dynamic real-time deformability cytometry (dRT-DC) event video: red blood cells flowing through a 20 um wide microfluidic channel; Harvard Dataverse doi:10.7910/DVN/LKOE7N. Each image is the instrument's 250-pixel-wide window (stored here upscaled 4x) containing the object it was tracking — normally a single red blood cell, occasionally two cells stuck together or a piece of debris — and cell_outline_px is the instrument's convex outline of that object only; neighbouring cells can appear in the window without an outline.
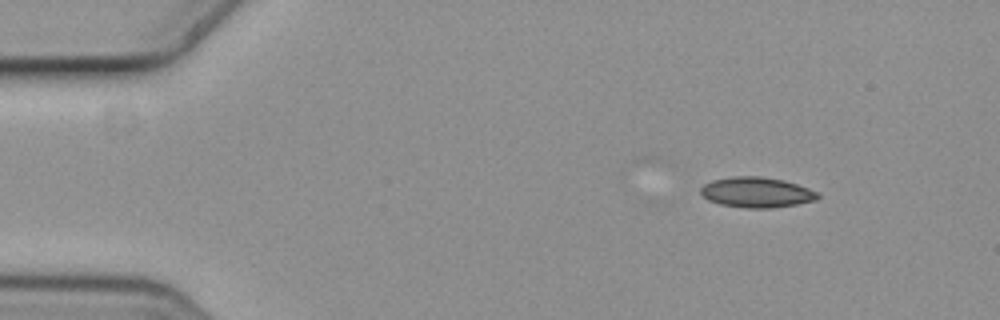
{"species": "common noctule bat (a hibernating species)", "species_latin": "Nyctalus noctula", "temperature_condition": "cold", "stored_images_in_passage": 5, "segment_of_instrument_passage": [2, 2], "camera_frame_rate_fps": 3000, "um_per_image_px": 0.085, "animal": {"sex": "female", "body_mass_g": 19.3, "forearm_length_mm": 54.1}, "frame": {"image": 1, "passage_image": 5, "time_ms": 1.333, "image_size_px": [1000, 320], "cell_outline_px": [[820, 196], [816, 200], [796, 204], [772, 208], [744, 208], [720, 204], [708, 200], [700, 192], [700, 188], [704, 184], [712, 180], [732, 176], [760, 176], [784, 180], [808, 188], [816, 192]], "centroid_in_image_um": [64.29, 16.34], "position_along_channel_um": 20.7, "area_um2": 20.69}}